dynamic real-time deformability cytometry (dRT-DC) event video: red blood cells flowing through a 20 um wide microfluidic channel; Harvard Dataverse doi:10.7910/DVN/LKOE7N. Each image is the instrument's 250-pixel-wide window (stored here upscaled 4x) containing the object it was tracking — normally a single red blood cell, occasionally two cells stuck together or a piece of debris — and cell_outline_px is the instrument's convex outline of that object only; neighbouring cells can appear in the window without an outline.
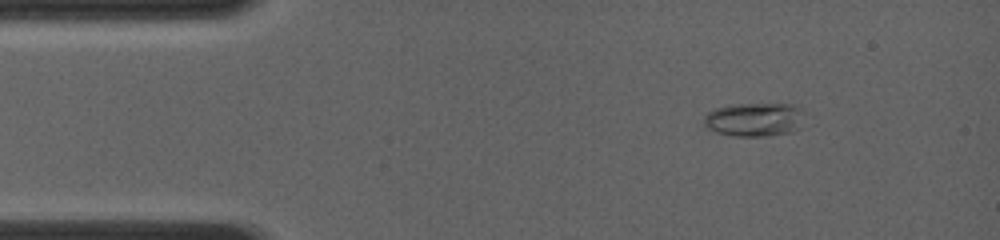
{"species": "common noctule bat (a hibernating species)", "species_latin": "Nyctalus noctula", "temperature_condition": "room temperature", "stored_images_in_passage": 13, "camera_frame_rate_fps": 4000, "um_per_image_px": 0.085, "animal": {"sex": "female", "body_mass_g": 19.0, "forearm_length_mm": 56.7}, "frame": {"image": 1, "passage_image": 7, "time_ms": 1.5, "image_size_px": [1000, 240], "cell_outline_px": [[804, 112], [800, 128], [788, 132], [768, 136], [732, 136], [716, 132], [708, 128], [704, 124], [704, 116], [708, 112], [716, 108], [732, 104], [796, 104]], "centroid_in_image_um": [64.13, 10.15], "position_along_channel_um": 20.9, "area_um2": 19.88}}